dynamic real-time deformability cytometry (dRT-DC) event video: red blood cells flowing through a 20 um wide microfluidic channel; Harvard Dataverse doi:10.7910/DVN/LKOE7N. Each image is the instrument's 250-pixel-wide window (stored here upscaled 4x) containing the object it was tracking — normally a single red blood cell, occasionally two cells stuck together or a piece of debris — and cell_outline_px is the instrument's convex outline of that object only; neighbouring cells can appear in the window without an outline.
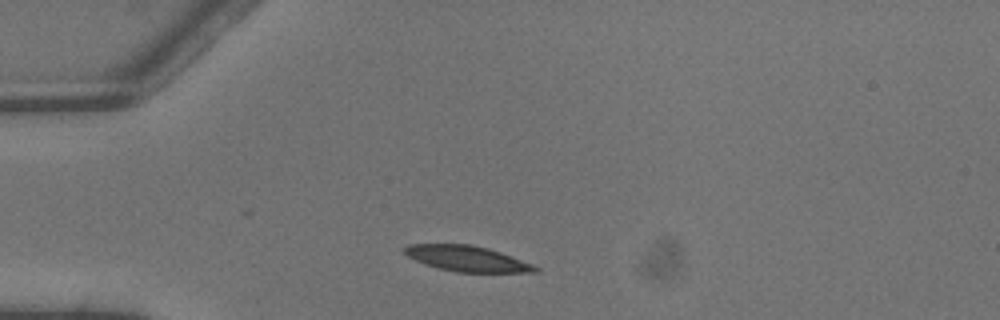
{"species": "common noctule bat (a hibernating species)", "species_latin": "Nyctalus noctula", "temperature_condition": "warm", "stored_images_in_passage": 2, "camera_frame_rate_fps": 3000, "um_per_image_px": 0.085, "animal": {"sex": "male", "body_mass_g": 13.3}, "frame": {"image": 1, "passage_image": 1, "time_ms": 0.0, "image_size_px": [1000, 320], "cell_outline_px": [[540, 268], [536, 272], [456, 272], [424, 264], [408, 256], [404, 252], [404, 248], [408, 244], [472, 244], [488, 248], [500, 252], [532, 264]], "centroid_in_image_um": [39.69, 21.97], "position_along_channel_um": 45.3, "area_um2": 19.31}}